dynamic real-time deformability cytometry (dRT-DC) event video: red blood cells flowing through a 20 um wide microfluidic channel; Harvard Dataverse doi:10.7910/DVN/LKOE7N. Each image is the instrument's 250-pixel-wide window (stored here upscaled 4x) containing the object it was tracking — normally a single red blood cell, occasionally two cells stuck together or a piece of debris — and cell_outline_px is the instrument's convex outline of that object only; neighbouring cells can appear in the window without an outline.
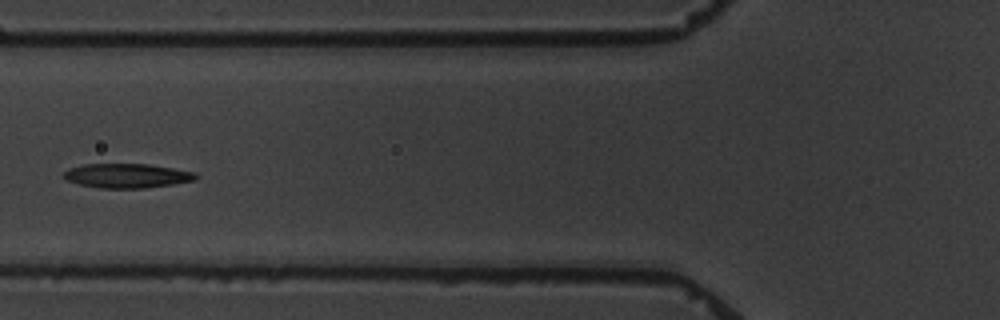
{"species": "common noctule bat (a hibernating species)", "species_latin": "Nyctalus noctula", "temperature_condition": "warm", "stored_images_in_passage": 8, "camera_frame_rate_fps": 3000, "um_per_image_px": 0.085, "animal": {"sex": "male", "body_mass_g": 19.5, "forearm_length_mm": 54.6}, "frame": {"image": 1, "passage_image": 5, "time_ms": 4.667, "image_size_px": [1000, 320], "cell_outline_px": [[200, 176], [196, 180], [172, 184], [144, 188], [100, 188], [80, 184], [68, 180], [64, 176], [64, 172], [68, 168], [84, 164], [148, 164], [196, 172]], "centroid_in_image_um": [10.83, 14.93], "position_along_channel_um": 115.0, "area_um2": 18.67}}
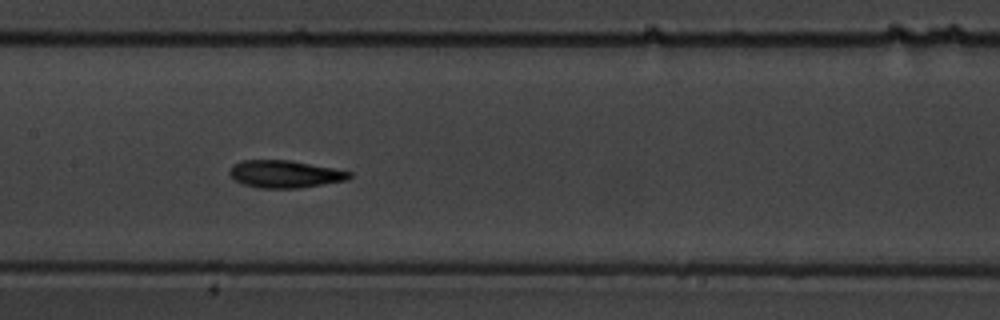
{"frame": {"image": 2, "passage_image": 7, "time_ms": 6.667, "image_size_px": [1000, 320], "cell_outline_px": [[352, 176], [348, 180], [300, 188], [256, 188], [244, 184], [236, 180], [228, 172], [232, 164], [240, 160], [288, 160], [332, 168], [352, 172]], "centroid_in_image_um": [24.2, 14.8], "position_along_channel_um": 183.2, "area_um2": 19.13}}
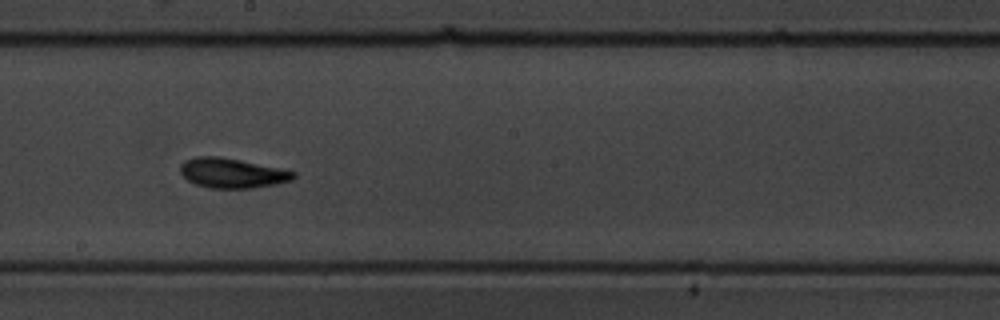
{"frame": {"image": 3, "passage_image": 8, "time_ms": 8.0, "image_size_px": [1000, 320], "cell_outline_px": [[296, 176], [292, 180], [252, 188], [208, 188], [196, 184], [188, 180], [180, 172], [180, 164], [184, 160], [196, 156], [220, 156], [240, 160], [296, 172]], "centroid_in_image_um": [19.68, 14.7], "position_along_channel_um": 228.5, "area_um2": 19.48}}